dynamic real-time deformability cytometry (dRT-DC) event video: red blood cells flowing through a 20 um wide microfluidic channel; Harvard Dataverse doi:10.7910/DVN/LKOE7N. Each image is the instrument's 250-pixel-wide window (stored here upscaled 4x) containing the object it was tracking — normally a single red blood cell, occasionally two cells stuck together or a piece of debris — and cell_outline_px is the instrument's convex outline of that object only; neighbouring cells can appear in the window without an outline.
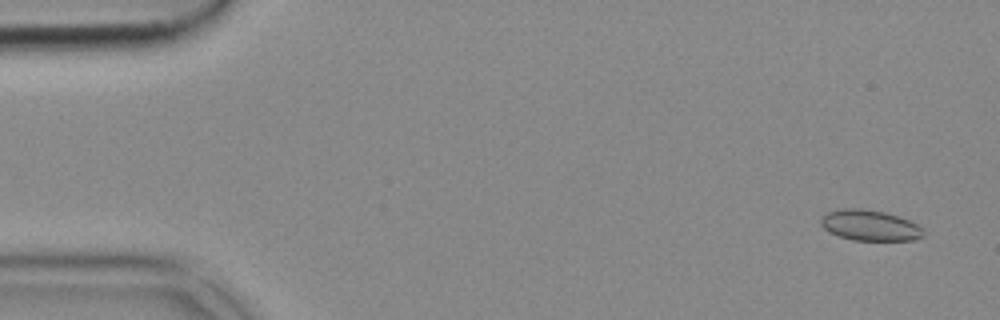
{"species": "common noctule bat (a hibernating species)", "species_latin": "Nyctalus noctula", "temperature_condition": "cold", "stored_images_in_passage": 53, "camera_frame_rate_fps": 3000, "um_per_image_px": 0.085, "animal": {"sex": "female", "body_mass_g": 18.4}, "frame": {"image": 1, "passage_image": 3, "time_ms": 0.667, "image_size_px": [1000, 320], "cell_outline_px": [[924, 236], [912, 240], [852, 240], [828, 232], [820, 224], [820, 216], [828, 212], [840, 208], [864, 208], [884, 212], [908, 220], [916, 224], [920, 228]], "centroid_in_image_um": [73.86, 19.14], "position_along_channel_um": 11.1, "area_um2": 18.26}}
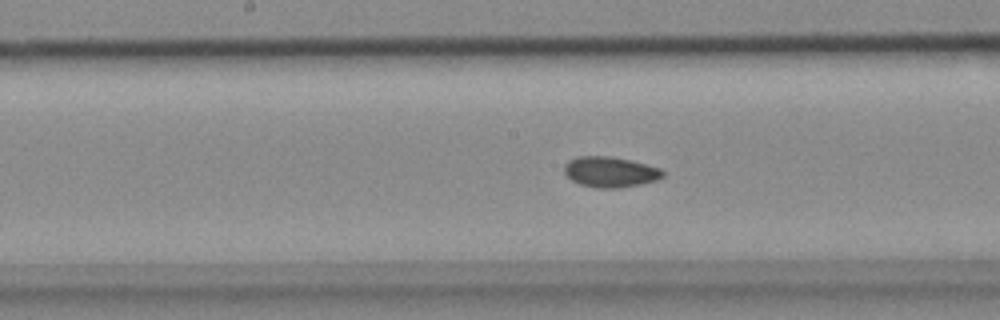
{"frame": {"image": 2, "passage_image": 27, "time_ms": 8.667, "image_size_px": [1000, 320], "cell_outline_px": [[664, 176], [656, 180], [640, 184], [616, 188], [596, 188], [580, 184], [572, 180], [564, 172], [564, 164], [568, 160], [576, 156], [612, 156], [632, 160], [660, 168], [664, 172]], "centroid_in_image_um": [51.85, 14.6], "position_along_channel_um": 196.3, "area_um2": 17.63}}
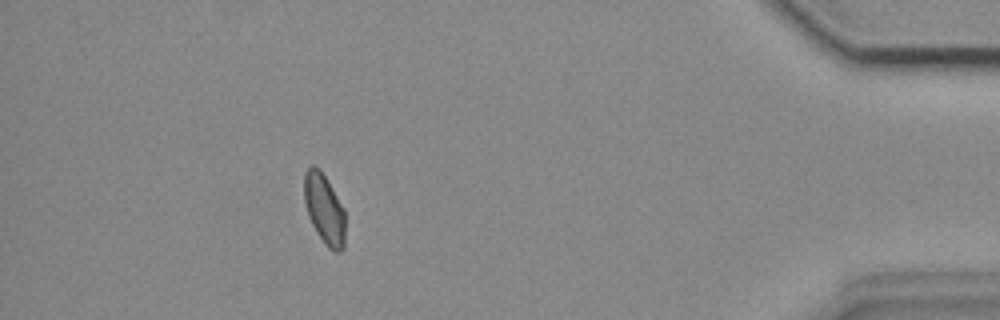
{"frame": {"image": 3, "passage_image": 48, "time_ms": 15.667, "image_size_px": [1000, 320], "cell_outline_px": [[344, 248], [340, 252], [332, 252], [324, 244], [316, 232], [308, 216], [304, 200], [304, 172], [312, 164], [320, 168], [344, 208]], "centroid_in_image_um": [27.55, 17.77], "position_along_channel_um": 407.6, "area_um2": 16.94}}